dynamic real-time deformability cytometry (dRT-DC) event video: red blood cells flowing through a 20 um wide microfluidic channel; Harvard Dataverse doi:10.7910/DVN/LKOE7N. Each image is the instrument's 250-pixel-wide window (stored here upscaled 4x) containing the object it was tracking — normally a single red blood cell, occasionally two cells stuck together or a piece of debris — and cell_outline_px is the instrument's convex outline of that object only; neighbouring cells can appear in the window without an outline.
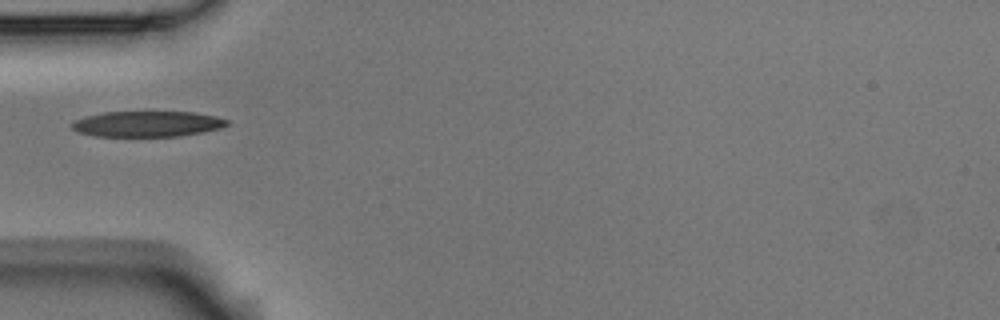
{"species": "Egyptian fruit bat (a non-hibernating species)", "species_latin": "Rousettus aegyptiacus", "temperature_condition": "room temperature", "stored_images_in_passage": 19, "camera_frame_rate_fps": 3000, "um_per_image_px": 0.085, "animal": {"sex": "male"}, "frame": {"image": 1, "passage_image": 1, "time_ms": 0.0, "image_size_px": [1000, 320], "cell_outline_px": [[228, 124], [220, 128], [180, 136], [96, 136], [80, 132], [72, 128], [72, 124], [76, 120], [88, 116], [104, 112], [196, 112], [216, 116], [228, 120]], "centroid_in_image_um": [12.56, 10.53], "position_along_channel_um": 72.4, "area_um2": 22.89}}
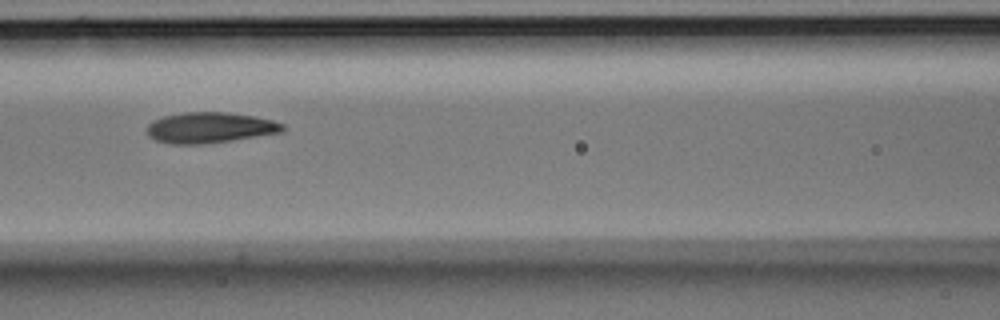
{"frame": {"image": 2, "passage_image": 7, "time_ms": 2.0, "image_size_px": [1000, 320], "cell_outline_px": [[284, 128], [280, 132], [232, 140], [204, 144], [172, 144], [156, 140], [148, 136], [148, 124], [152, 120], [164, 116], [184, 112], [228, 112], [252, 116], [272, 120], [284, 124]], "centroid_in_image_um": [17.8, 10.84], "position_along_channel_um": 148.8, "area_um2": 24.1}}
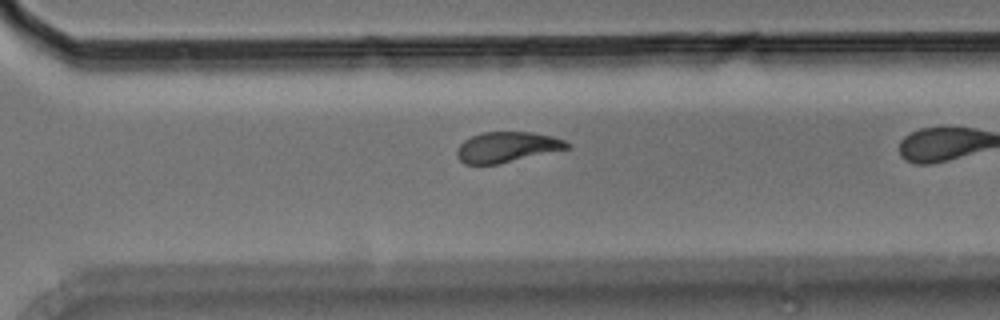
{"frame": {"image": 3, "passage_image": 15, "time_ms": 4.667, "image_size_px": [1000, 320], "cell_outline_px": [[572, 144], [568, 148], [496, 164], [464, 164], [456, 156], [456, 148], [464, 140], [472, 136], [484, 132], [532, 132], [552, 136], [564, 140]], "centroid_in_image_um": [43.05, 12.49], "position_along_channel_um": 327.5, "area_um2": 19.31}}